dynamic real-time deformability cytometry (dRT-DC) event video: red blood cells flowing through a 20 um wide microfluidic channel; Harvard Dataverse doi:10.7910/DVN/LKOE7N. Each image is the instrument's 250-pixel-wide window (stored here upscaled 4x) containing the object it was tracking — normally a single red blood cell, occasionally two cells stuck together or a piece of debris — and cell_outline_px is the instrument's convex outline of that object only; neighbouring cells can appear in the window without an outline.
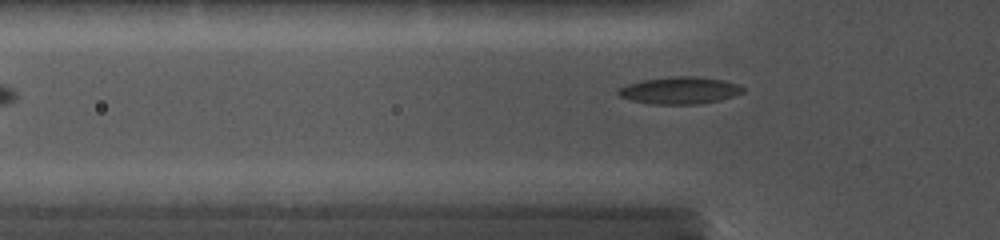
{"species": "common noctule bat (a hibernating species)", "species_latin": "Nyctalus noctula", "temperature_condition": "cold", "stored_images_in_passage": 46, "camera_frame_rate_fps": 5000, "um_per_image_px": 0.085, "animal": {"sex": "female", "body_mass_g": 19.0, "forearm_length_mm": 56.7}, "frame": {"image": 1, "passage_image": 7, "time_ms": 1.8, "image_size_px": [1000, 240], "cell_outline_px": [[744, 92], [720, 100], [700, 104], [648, 104], [632, 100], [620, 96], [616, 92], [620, 88], [628, 84], [644, 80], [676, 76], [696, 76], [724, 80], [740, 84], [744, 88]], "centroid_in_image_um": [57.82, 7.69], "position_along_channel_um": 68.0, "area_um2": 19.65}}
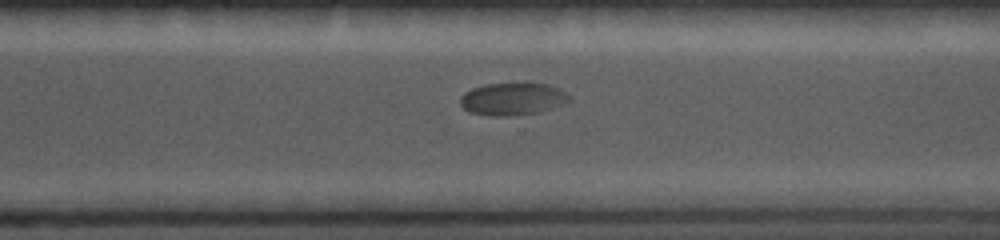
{"frame": {"image": 2, "passage_image": 31, "time_ms": 8.4, "image_size_px": [1000, 240], "cell_outline_px": [[572, 100], [568, 104], [536, 112], [512, 116], [488, 116], [468, 112], [460, 104], [460, 96], [464, 92], [472, 88], [484, 84], [548, 84], [560, 88]], "centroid_in_image_um": [43.56, 8.43], "position_along_channel_um": 327.0, "area_um2": 20.69}}
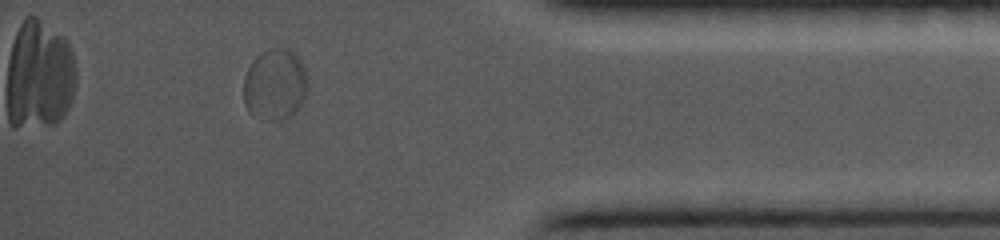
{"frame": {"image": 3, "passage_image": 40, "time_ms": 11.0, "image_size_px": [1000, 240], "cell_outline_px": [[308, 84], [304, 100], [300, 108], [296, 112], [280, 120], [264, 120], [252, 116], [248, 112], [244, 104], [244, 76], [248, 68], [256, 56], [272, 48], [288, 48], [296, 52], [304, 68], [308, 80]], "centroid_in_image_um": [23.38, 7.2], "position_along_channel_um": 411.8, "area_um2": 27.05}}